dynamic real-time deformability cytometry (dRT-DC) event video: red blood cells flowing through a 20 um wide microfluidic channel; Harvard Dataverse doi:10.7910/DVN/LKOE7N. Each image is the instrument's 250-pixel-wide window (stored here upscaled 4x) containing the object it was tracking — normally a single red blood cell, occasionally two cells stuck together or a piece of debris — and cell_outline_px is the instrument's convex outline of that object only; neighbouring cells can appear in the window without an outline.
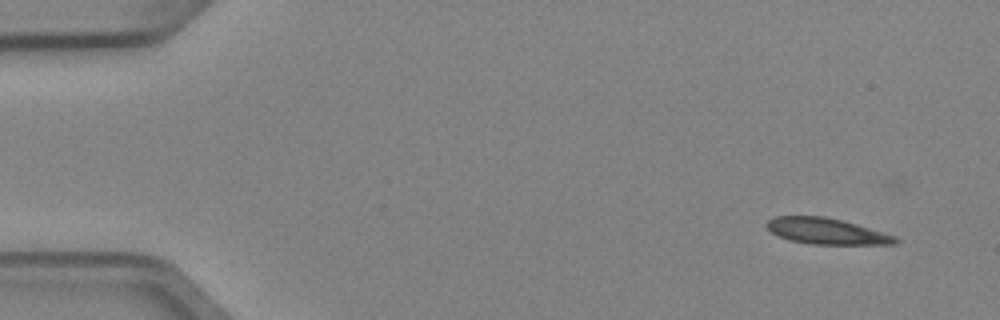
{"species": "Egyptian fruit bat (a non-hibernating species)", "species_latin": "Rousettus aegyptiacus", "temperature_condition": "cold", "stored_images_in_passage": 5, "segment_of_instrument_passage": [1, 2], "camera_frame_rate_fps": 3000, "um_per_image_px": 0.085, "animal": {"sex": "female"}, "frame": {"image": 1, "passage_image": 1, "time_ms": 0.0, "image_size_px": [1000, 320], "cell_outline_px": [[900, 240], [896, 244], [812, 244], [788, 240], [776, 236], [764, 224], [768, 220], [776, 216], [824, 216], [856, 224], [884, 232], [896, 236]], "centroid_in_image_um": [70.24, 19.65], "position_along_channel_um": 14.8, "area_um2": 19.54}}